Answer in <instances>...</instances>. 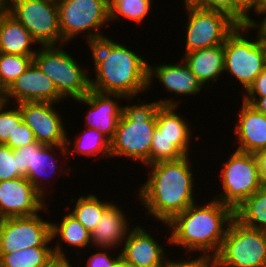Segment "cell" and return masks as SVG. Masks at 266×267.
Instances as JSON below:
<instances>
[{"label": "cell", "instance_id": "cell-1", "mask_svg": "<svg viewBox=\"0 0 266 267\" xmlns=\"http://www.w3.org/2000/svg\"><path fill=\"white\" fill-rule=\"evenodd\" d=\"M192 156H184L175 161H161L144 167L147 168L145 171H148L145 175L149 177L145 182L138 184L134 195L140 206L145 207L146 217H152L151 220H156L155 223H168L176 214L200 200L199 196L197 197L200 192L196 194L195 190L200 179L195 178V157L194 154Z\"/></svg>", "mask_w": 266, "mask_h": 267}, {"label": "cell", "instance_id": "cell-2", "mask_svg": "<svg viewBox=\"0 0 266 267\" xmlns=\"http://www.w3.org/2000/svg\"><path fill=\"white\" fill-rule=\"evenodd\" d=\"M107 36L88 44L91 51L94 77L90 72V88L125 98H136L148 94L147 56L132 50L126 43ZM136 51V52H135Z\"/></svg>", "mask_w": 266, "mask_h": 267}, {"label": "cell", "instance_id": "cell-3", "mask_svg": "<svg viewBox=\"0 0 266 267\" xmlns=\"http://www.w3.org/2000/svg\"><path fill=\"white\" fill-rule=\"evenodd\" d=\"M211 197L208 202L202 199V204L201 200L191 204L168 223H159L171 232L170 246L179 247L178 251L183 248L184 255L213 259L219 253L235 210Z\"/></svg>", "mask_w": 266, "mask_h": 267}, {"label": "cell", "instance_id": "cell-4", "mask_svg": "<svg viewBox=\"0 0 266 267\" xmlns=\"http://www.w3.org/2000/svg\"><path fill=\"white\" fill-rule=\"evenodd\" d=\"M134 99V100H133ZM128 100V101H127ZM137 101L134 103V101ZM111 144V158H127L143 167L150 165V149L156 128L157 99L149 102L139 97L126 98ZM133 101V102H132ZM142 101V102H141ZM147 101V102H146ZM130 103V104H128ZM140 163V164H139Z\"/></svg>", "mask_w": 266, "mask_h": 267}, {"label": "cell", "instance_id": "cell-5", "mask_svg": "<svg viewBox=\"0 0 266 267\" xmlns=\"http://www.w3.org/2000/svg\"><path fill=\"white\" fill-rule=\"evenodd\" d=\"M67 45L71 44L39 46L33 62L66 100H74L89 93L91 68L84 67L82 60L77 61L72 52H66Z\"/></svg>", "mask_w": 266, "mask_h": 267}, {"label": "cell", "instance_id": "cell-6", "mask_svg": "<svg viewBox=\"0 0 266 267\" xmlns=\"http://www.w3.org/2000/svg\"><path fill=\"white\" fill-rule=\"evenodd\" d=\"M57 6L62 44L79 36L86 45L106 36L103 29L110 26L109 0H58Z\"/></svg>", "mask_w": 266, "mask_h": 267}, {"label": "cell", "instance_id": "cell-7", "mask_svg": "<svg viewBox=\"0 0 266 267\" xmlns=\"http://www.w3.org/2000/svg\"><path fill=\"white\" fill-rule=\"evenodd\" d=\"M249 32L244 25H238L224 43V73L230 75L232 78H229L234 79L237 85L239 82L241 95L266 68L262 42Z\"/></svg>", "mask_w": 266, "mask_h": 267}, {"label": "cell", "instance_id": "cell-8", "mask_svg": "<svg viewBox=\"0 0 266 267\" xmlns=\"http://www.w3.org/2000/svg\"><path fill=\"white\" fill-rule=\"evenodd\" d=\"M229 156V157H228ZM221 164L217 178L219 191L213 198L234 210L261 187L258 162L255 154L235 150Z\"/></svg>", "mask_w": 266, "mask_h": 267}, {"label": "cell", "instance_id": "cell-9", "mask_svg": "<svg viewBox=\"0 0 266 267\" xmlns=\"http://www.w3.org/2000/svg\"><path fill=\"white\" fill-rule=\"evenodd\" d=\"M14 153L18 156L19 176L26 177L46 199L49 196L48 193L51 192V188L53 189L54 187V185L47 186L48 183L51 184V178H55L56 174H59L58 176H60V174L61 176L64 174V176H69L72 171L75 170V167L72 169L70 165L64 166V163L69 164L66 145H46L35 141L14 150ZM59 158H61L62 161ZM63 160H65V162H63ZM62 164L63 166L60 167ZM54 172H56V174ZM51 175L54 176L52 177Z\"/></svg>", "mask_w": 266, "mask_h": 267}, {"label": "cell", "instance_id": "cell-10", "mask_svg": "<svg viewBox=\"0 0 266 267\" xmlns=\"http://www.w3.org/2000/svg\"><path fill=\"white\" fill-rule=\"evenodd\" d=\"M213 267H266V232L234 218L213 258Z\"/></svg>", "mask_w": 266, "mask_h": 267}, {"label": "cell", "instance_id": "cell-11", "mask_svg": "<svg viewBox=\"0 0 266 267\" xmlns=\"http://www.w3.org/2000/svg\"><path fill=\"white\" fill-rule=\"evenodd\" d=\"M186 15L183 54L225 43L238 24L227 14L184 3Z\"/></svg>", "mask_w": 266, "mask_h": 267}, {"label": "cell", "instance_id": "cell-12", "mask_svg": "<svg viewBox=\"0 0 266 267\" xmlns=\"http://www.w3.org/2000/svg\"><path fill=\"white\" fill-rule=\"evenodd\" d=\"M7 12L20 22L39 46L62 45L55 0H7Z\"/></svg>", "mask_w": 266, "mask_h": 267}, {"label": "cell", "instance_id": "cell-13", "mask_svg": "<svg viewBox=\"0 0 266 267\" xmlns=\"http://www.w3.org/2000/svg\"><path fill=\"white\" fill-rule=\"evenodd\" d=\"M40 213L0 220V254L31 247H53L51 219L42 218L45 216Z\"/></svg>", "mask_w": 266, "mask_h": 267}, {"label": "cell", "instance_id": "cell-14", "mask_svg": "<svg viewBox=\"0 0 266 267\" xmlns=\"http://www.w3.org/2000/svg\"><path fill=\"white\" fill-rule=\"evenodd\" d=\"M175 62H169L167 64L165 62H161V64L153 63L154 65L148 62V91L151 90L152 87H154L153 85H155L156 81H159L156 82V86L157 83L158 85L160 83V86H162V88L164 86L163 89L167 94L171 93L169 96H175L174 98L169 96H165L164 98L163 96V98H160L157 101L164 106L181 107V100L183 99H180V97H183L185 99V96H190V98H192V95L195 97L196 95L198 96V94L201 95L202 91L205 92L208 90L204 89L205 87L191 72L189 66L183 59Z\"/></svg>", "mask_w": 266, "mask_h": 267}, {"label": "cell", "instance_id": "cell-15", "mask_svg": "<svg viewBox=\"0 0 266 267\" xmlns=\"http://www.w3.org/2000/svg\"><path fill=\"white\" fill-rule=\"evenodd\" d=\"M16 105L21 111L23 122L31 128L37 142L66 145L68 128L62 118L64 115L56 109L58 103L23 102Z\"/></svg>", "mask_w": 266, "mask_h": 267}, {"label": "cell", "instance_id": "cell-16", "mask_svg": "<svg viewBox=\"0 0 266 267\" xmlns=\"http://www.w3.org/2000/svg\"><path fill=\"white\" fill-rule=\"evenodd\" d=\"M47 201L26 177L0 181V219L45 215L50 212Z\"/></svg>", "mask_w": 266, "mask_h": 267}, {"label": "cell", "instance_id": "cell-17", "mask_svg": "<svg viewBox=\"0 0 266 267\" xmlns=\"http://www.w3.org/2000/svg\"><path fill=\"white\" fill-rule=\"evenodd\" d=\"M140 224H137L138 226L135 224L123 242L121 257L130 267H162L170 256L165 248L166 245L170 248V232L166 231L168 235L161 243V238L158 240L155 238L159 237L158 234L155 235L153 230ZM165 241L166 245L163 246Z\"/></svg>", "mask_w": 266, "mask_h": 267}, {"label": "cell", "instance_id": "cell-18", "mask_svg": "<svg viewBox=\"0 0 266 267\" xmlns=\"http://www.w3.org/2000/svg\"><path fill=\"white\" fill-rule=\"evenodd\" d=\"M126 98L120 94L102 93L90 89L82 98H76L73 103L87 106L84 126L99 130L110 142L116 132L117 123L122 115V101ZM122 100V101H121ZM121 101V102H120Z\"/></svg>", "mask_w": 266, "mask_h": 267}, {"label": "cell", "instance_id": "cell-19", "mask_svg": "<svg viewBox=\"0 0 266 267\" xmlns=\"http://www.w3.org/2000/svg\"><path fill=\"white\" fill-rule=\"evenodd\" d=\"M66 100L48 78L32 62L13 84L5 91L3 101L11 104L23 102H50L63 104Z\"/></svg>", "mask_w": 266, "mask_h": 267}, {"label": "cell", "instance_id": "cell-20", "mask_svg": "<svg viewBox=\"0 0 266 267\" xmlns=\"http://www.w3.org/2000/svg\"><path fill=\"white\" fill-rule=\"evenodd\" d=\"M235 112L233 135L235 150L255 154L266 149V115L242 100V105Z\"/></svg>", "mask_w": 266, "mask_h": 267}, {"label": "cell", "instance_id": "cell-21", "mask_svg": "<svg viewBox=\"0 0 266 267\" xmlns=\"http://www.w3.org/2000/svg\"><path fill=\"white\" fill-rule=\"evenodd\" d=\"M179 107L160 105L156 112V128L153 137L171 140L185 156H188L191 155V152L194 153V148H191L192 142L199 141L201 138L200 134L198 135L199 137L192 134L194 131L196 132L194 129L197 127L189 125L191 122H188V118L182 115Z\"/></svg>", "mask_w": 266, "mask_h": 267}, {"label": "cell", "instance_id": "cell-22", "mask_svg": "<svg viewBox=\"0 0 266 267\" xmlns=\"http://www.w3.org/2000/svg\"><path fill=\"white\" fill-rule=\"evenodd\" d=\"M114 201L90 233L92 248H111L120 251L130 230L135 226L129 221L130 216L127 218L128 212L122 208L123 205Z\"/></svg>", "mask_w": 266, "mask_h": 267}, {"label": "cell", "instance_id": "cell-23", "mask_svg": "<svg viewBox=\"0 0 266 267\" xmlns=\"http://www.w3.org/2000/svg\"><path fill=\"white\" fill-rule=\"evenodd\" d=\"M65 215L61 216L59 222L51 221V237H52V246L53 253L56 256H67L72 251L75 253L76 257L80 259V261H84L81 259L82 249L86 252V249L90 250L92 247L91 243V235L90 232L73 216L68 210ZM56 239V240H55ZM57 241V242H55ZM64 245L68 249H64Z\"/></svg>", "mask_w": 266, "mask_h": 267}, {"label": "cell", "instance_id": "cell-24", "mask_svg": "<svg viewBox=\"0 0 266 267\" xmlns=\"http://www.w3.org/2000/svg\"><path fill=\"white\" fill-rule=\"evenodd\" d=\"M182 59L208 93L224 77V44L182 54Z\"/></svg>", "mask_w": 266, "mask_h": 267}, {"label": "cell", "instance_id": "cell-25", "mask_svg": "<svg viewBox=\"0 0 266 267\" xmlns=\"http://www.w3.org/2000/svg\"><path fill=\"white\" fill-rule=\"evenodd\" d=\"M38 46L30 32L11 14L6 11L0 16L1 53L34 56Z\"/></svg>", "mask_w": 266, "mask_h": 267}, {"label": "cell", "instance_id": "cell-26", "mask_svg": "<svg viewBox=\"0 0 266 267\" xmlns=\"http://www.w3.org/2000/svg\"><path fill=\"white\" fill-rule=\"evenodd\" d=\"M83 129L78 132V135L77 133L74 134L76 137L73 139L74 141L69 137L70 133L67 132L66 149L68 162H70L72 157L75 160L74 157H78V155H81L82 159V156H84V158L88 157V159L96 157L92 159L95 161L98 158L100 160H106L107 158L109 161L111 159L110 141L99 130L87 127Z\"/></svg>", "mask_w": 266, "mask_h": 267}, {"label": "cell", "instance_id": "cell-27", "mask_svg": "<svg viewBox=\"0 0 266 267\" xmlns=\"http://www.w3.org/2000/svg\"><path fill=\"white\" fill-rule=\"evenodd\" d=\"M70 198L69 202L73 204L69 210L90 233L96 227L103 213L114 203V201L101 199L96 194L87 193L79 195L78 198ZM103 200V201H102Z\"/></svg>", "mask_w": 266, "mask_h": 267}, {"label": "cell", "instance_id": "cell-28", "mask_svg": "<svg viewBox=\"0 0 266 267\" xmlns=\"http://www.w3.org/2000/svg\"><path fill=\"white\" fill-rule=\"evenodd\" d=\"M153 3V0H109L110 25L124 19L135 22V26H142L153 13Z\"/></svg>", "mask_w": 266, "mask_h": 267}, {"label": "cell", "instance_id": "cell-29", "mask_svg": "<svg viewBox=\"0 0 266 267\" xmlns=\"http://www.w3.org/2000/svg\"><path fill=\"white\" fill-rule=\"evenodd\" d=\"M235 218L245 226L266 232L265 186H262L235 209Z\"/></svg>", "mask_w": 266, "mask_h": 267}, {"label": "cell", "instance_id": "cell-30", "mask_svg": "<svg viewBox=\"0 0 266 267\" xmlns=\"http://www.w3.org/2000/svg\"><path fill=\"white\" fill-rule=\"evenodd\" d=\"M53 255V247L25 248L0 254V267H43Z\"/></svg>", "mask_w": 266, "mask_h": 267}, {"label": "cell", "instance_id": "cell-31", "mask_svg": "<svg viewBox=\"0 0 266 267\" xmlns=\"http://www.w3.org/2000/svg\"><path fill=\"white\" fill-rule=\"evenodd\" d=\"M33 62V56L0 52V85L6 91Z\"/></svg>", "mask_w": 266, "mask_h": 267}, {"label": "cell", "instance_id": "cell-32", "mask_svg": "<svg viewBox=\"0 0 266 267\" xmlns=\"http://www.w3.org/2000/svg\"><path fill=\"white\" fill-rule=\"evenodd\" d=\"M192 4L203 9L223 12L238 25H244L249 15L236 0H194Z\"/></svg>", "mask_w": 266, "mask_h": 267}, {"label": "cell", "instance_id": "cell-33", "mask_svg": "<svg viewBox=\"0 0 266 267\" xmlns=\"http://www.w3.org/2000/svg\"><path fill=\"white\" fill-rule=\"evenodd\" d=\"M22 121L21 111L16 104L0 101V144H5L13 137L16 126Z\"/></svg>", "mask_w": 266, "mask_h": 267}, {"label": "cell", "instance_id": "cell-34", "mask_svg": "<svg viewBox=\"0 0 266 267\" xmlns=\"http://www.w3.org/2000/svg\"><path fill=\"white\" fill-rule=\"evenodd\" d=\"M185 155L166 138H152L150 149V165L161 161H175Z\"/></svg>", "mask_w": 266, "mask_h": 267}, {"label": "cell", "instance_id": "cell-35", "mask_svg": "<svg viewBox=\"0 0 266 267\" xmlns=\"http://www.w3.org/2000/svg\"><path fill=\"white\" fill-rule=\"evenodd\" d=\"M18 156L5 144H0V181L19 178Z\"/></svg>", "mask_w": 266, "mask_h": 267}, {"label": "cell", "instance_id": "cell-36", "mask_svg": "<svg viewBox=\"0 0 266 267\" xmlns=\"http://www.w3.org/2000/svg\"><path fill=\"white\" fill-rule=\"evenodd\" d=\"M94 251L95 252L90 254L91 251L89 252L87 250L89 255H88V258H83L85 262H83L82 264L81 262L80 263L75 262V263L79 266L85 265L84 267H111L114 264V262L121 256L120 251L118 252V250H116L115 252V249H111V248L95 247Z\"/></svg>", "mask_w": 266, "mask_h": 267}, {"label": "cell", "instance_id": "cell-37", "mask_svg": "<svg viewBox=\"0 0 266 267\" xmlns=\"http://www.w3.org/2000/svg\"><path fill=\"white\" fill-rule=\"evenodd\" d=\"M252 13H254L253 16L255 15V17H259V18L256 19L255 17H253ZM252 13L248 15L247 21L244 24V26L249 31H251V33L253 31L257 32V33L254 32L253 35H255V38L258 41L265 42L266 41V5L258 6L252 11Z\"/></svg>", "mask_w": 266, "mask_h": 267}, {"label": "cell", "instance_id": "cell-38", "mask_svg": "<svg viewBox=\"0 0 266 267\" xmlns=\"http://www.w3.org/2000/svg\"><path fill=\"white\" fill-rule=\"evenodd\" d=\"M179 254L180 259L174 258L172 260L171 257H168L162 267H213V259L209 257L202 255H195L194 257L193 255L188 256V254H183L181 257L180 252Z\"/></svg>", "mask_w": 266, "mask_h": 267}, {"label": "cell", "instance_id": "cell-39", "mask_svg": "<svg viewBox=\"0 0 266 267\" xmlns=\"http://www.w3.org/2000/svg\"><path fill=\"white\" fill-rule=\"evenodd\" d=\"M35 141L36 140L31 128L22 121L18 126H16L13 137H10L5 145L13 150H16Z\"/></svg>", "mask_w": 266, "mask_h": 267}, {"label": "cell", "instance_id": "cell-40", "mask_svg": "<svg viewBox=\"0 0 266 267\" xmlns=\"http://www.w3.org/2000/svg\"><path fill=\"white\" fill-rule=\"evenodd\" d=\"M243 97H266V68L255 78Z\"/></svg>", "mask_w": 266, "mask_h": 267}, {"label": "cell", "instance_id": "cell-41", "mask_svg": "<svg viewBox=\"0 0 266 267\" xmlns=\"http://www.w3.org/2000/svg\"><path fill=\"white\" fill-rule=\"evenodd\" d=\"M255 156L258 162L261 184L266 187V149L257 151Z\"/></svg>", "mask_w": 266, "mask_h": 267}, {"label": "cell", "instance_id": "cell-42", "mask_svg": "<svg viewBox=\"0 0 266 267\" xmlns=\"http://www.w3.org/2000/svg\"><path fill=\"white\" fill-rule=\"evenodd\" d=\"M70 259V260H69ZM72 257L69 256H56L53 255L52 258L43 267H78L71 261Z\"/></svg>", "mask_w": 266, "mask_h": 267}, {"label": "cell", "instance_id": "cell-43", "mask_svg": "<svg viewBox=\"0 0 266 267\" xmlns=\"http://www.w3.org/2000/svg\"><path fill=\"white\" fill-rule=\"evenodd\" d=\"M240 100L250 104L257 111L266 115V97H242Z\"/></svg>", "mask_w": 266, "mask_h": 267}, {"label": "cell", "instance_id": "cell-44", "mask_svg": "<svg viewBox=\"0 0 266 267\" xmlns=\"http://www.w3.org/2000/svg\"><path fill=\"white\" fill-rule=\"evenodd\" d=\"M237 3L250 14L255 8L258 7L260 0H236Z\"/></svg>", "mask_w": 266, "mask_h": 267}, {"label": "cell", "instance_id": "cell-45", "mask_svg": "<svg viewBox=\"0 0 266 267\" xmlns=\"http://www.w3.org/2000/svg\"><path fill=\"white\" fill-rule=\"evenodd\" d=\"M111 267H130L127 262L120 256Z\"/></svg>", "mask_w": 266, "mask_h": 267}, {"label": "cell", "instance_id": "cell-46", "mask_svg": "<svg viewBox=\"0 0 266 267\" xmlns=\"http://www.w3.org/2000/svg\"><path fill=\"white\" fill-rule=\"evenodd\" d=\"M7 11V0H0V16Z\"/></svg>", "mask_w": 266, "mask_h": 267}, {"label": "cell", "instance_id": "cell-47", "mask_svg": "<svg viewBox=\"0 0 266 267\" xmlns=\"http://www.w3.org/2000/svg\"><path fill=\"white\" fill-rule=\"evenodd\" d=\"M4 94H5V91L2 89L0 85V101H3Z\"/></svg>", "mask_w": 266, "mask_h": 267}, {"label": "cell", "instance_id": "cell-48", "mask_svg": "<svg viewBox=\"0 0 266 267\" xmlns=\"http://www.w3.org/2000/svg\"><path fill=\"white\" fill-rule=\"evenodd\" d=\"M262 46H263V49H264V53H265V62H266V41H265V42H262Z\"/></svg>", "mask_w": 266, "mask_h": 267}, {"label": "cell", "instance_id": "cell-49", "mask_svg": "<svg viewBox=\"0 0 266 267\" xmlns=\"http://www.w3.org/2000/svg\"><path fill=\"white\" fill-rule=\"evenodd\" d=\"M266 5V0H260L258 6Z\"/></svg>", "mask_w": 266, "mask_h": 267}, {"label": "cell", "instance_id": "cell-50", "mask_svg": "<svg viewBox=\"0 0 266 267\" xmlns=\"http://www.w3.org/2000/svg\"><path fill=\"white\" fill-rule=\"evenodd\" d=\"M182 1H183L182 3L184 4V3H192L194 0H182Z\"/></svg>", "mask_w": 266, "mask_h": 267}]
</instances>
